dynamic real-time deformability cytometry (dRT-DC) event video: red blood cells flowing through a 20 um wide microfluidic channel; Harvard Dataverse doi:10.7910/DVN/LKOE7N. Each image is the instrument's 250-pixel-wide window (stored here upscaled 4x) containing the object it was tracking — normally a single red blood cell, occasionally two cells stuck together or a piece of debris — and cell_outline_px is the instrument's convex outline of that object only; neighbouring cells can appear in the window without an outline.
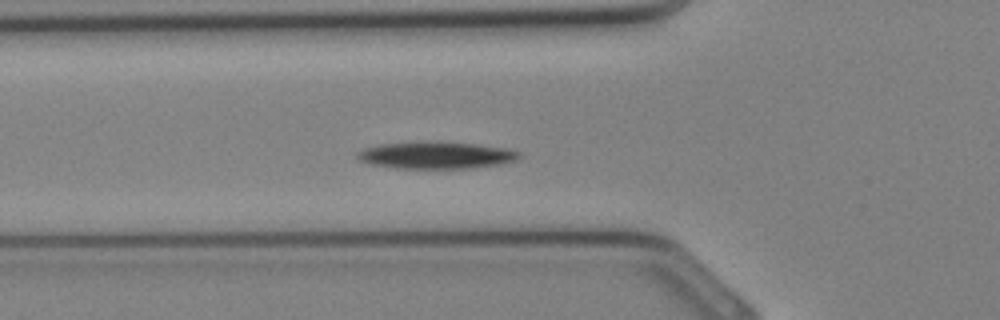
{"species": "Egyptian fruit bat (a non-hibernating species)", "species_latin": "Rousettus aegyptiacus", "temperature_condition": "cold", "stored_images_in_passage": 13, "camera_frame_rate_fps": 3000, "um_per_image_px": 0.085, "animal": {"sex": "female"}, "frame": {"image": 1, "passage_image": 4, "time_ms": 1.0, "image_size_px": [1000, 320], "cell_outline_px": [[520, 156], [516, 160], [500, 164], [468, 168], [400, 168], [372, 164], [360, 160], [356, 156], [356, 152], [364, 148], [376, 144], [416, 140], [428, 140], [476, 144], [504, 148], [520, 152]], "centroid_in_image_um": [37.0, 13.16], "position_along_channel_um": 88.8, "area_um2": 25.78}}
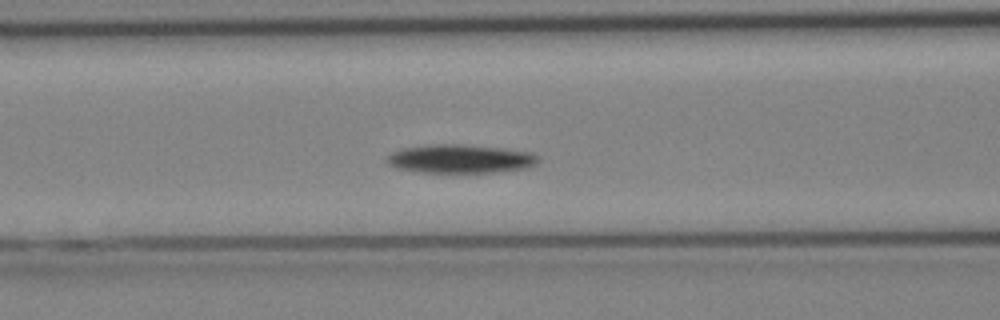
{"frame": {"image": 2, "passage_image": 6, "time_ms": 1.667, "image_size_px": [1000, 320], "cell_outline_px": [[540, 160], [536, 164], [528, 168], [492, 172], [420, 172], [396, 168], [388, 164], [388, 156], [392, 152], [404, 148], [440, 144], [456, 144], [496, 148], [532, 152]], "centroid_in_image_um": [39.14, 13.51], "position_along_channel_um": 127.5, "area_um2": 24.74}}
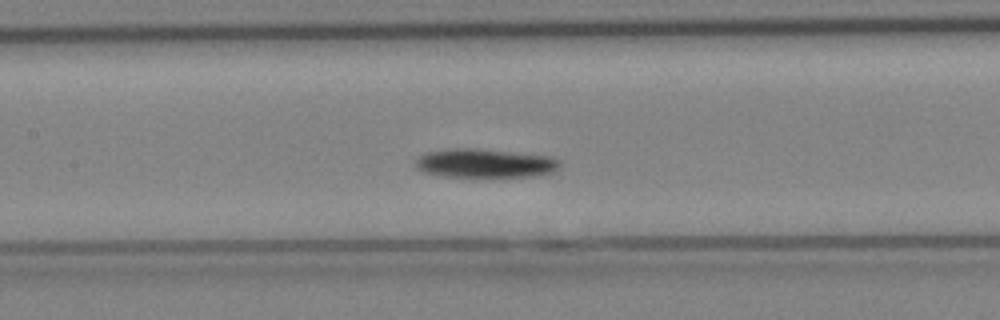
{"frame": {"image": 3, "passage_image": 8, "time_ms": 2.333, "image_size_px": [1000, 320], "cell_outline_px": [[560, 168], [552, 172], [528, 176], [444, 176], [424, 172], [416, 168], [416, 156], [424, 152], [448, 148], [472, 148], [552, 156], [560, 160]], "centroid_in_image_um": [41.18, 13.85], "position_along_channel_um": 166.2, "area_um2": 24.22}}